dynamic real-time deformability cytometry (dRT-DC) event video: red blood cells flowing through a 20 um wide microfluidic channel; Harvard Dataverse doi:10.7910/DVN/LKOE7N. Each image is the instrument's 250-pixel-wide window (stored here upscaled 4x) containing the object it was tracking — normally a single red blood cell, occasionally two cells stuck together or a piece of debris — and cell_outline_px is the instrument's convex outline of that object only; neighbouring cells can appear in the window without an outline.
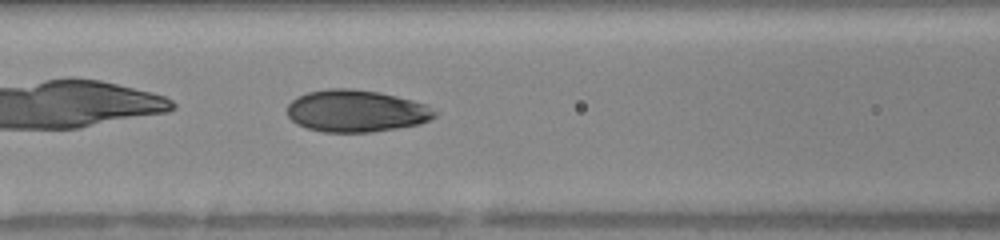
{"species": "human", "species_latin": "Homo sapiens", "temperature_condition": "warm", "stored_images_in_passage": 17, "camera_frame_rate_fps": 3000, "um_per_image_px": 0.085, "donor": {"sex": "female"}, "frame": {"image": 1, "passage_image": 17, "time_ms": 7.333, "image_size_px": [1000, 240], "cell_outline_px": [[440, 112], [436, 116], [420, 124], [372, 132], [324, 132], [308, 128], [296, 124], [288, 116], [288, 104], [296, 96], [308, 92], [328, 88], [348, 88], [376, 92], [396, 96], [428, 104]], "centroid_in_image_um": [30.3, 9.43], "position_along_channel_um": 136.3, "area_um2": 36.3}}